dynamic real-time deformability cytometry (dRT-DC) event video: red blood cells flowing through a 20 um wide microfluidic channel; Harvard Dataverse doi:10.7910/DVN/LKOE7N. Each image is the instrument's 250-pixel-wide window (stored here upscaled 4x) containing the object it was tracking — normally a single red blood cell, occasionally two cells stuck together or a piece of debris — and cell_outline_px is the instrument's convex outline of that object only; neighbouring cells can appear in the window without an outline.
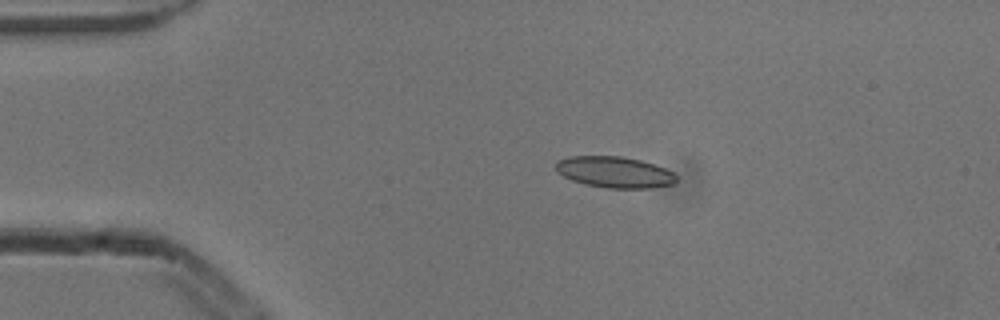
{"species": "common noctule bat (a hibernating species)", "species_latin": "Nyctalus noctula", "temperature_condition": "cold", "stored_images_in_passage": 7, "camera_frame_rate_fps": 3000, "um_per_image_px": 0.085, "animal": {"sex": "male", "body_mass_g": 13.3}, "frame": {"image": 1, "passage_image": 3, "time_ms": 0.667, "image_size_px": [1000, 320], "cell_outline_px": [[676, 184], [652, 188], [604, 188], [584, 184], [572, 180], [556, 172], [556, 160], [568, 156], [620, 156], [640, 160], [664, 168], [672, 172], [676, 176]], "centroid_in_image_um": [52.21, 14.64], "position_along_channel_um": 32.8, "area_um2": 22.02}}
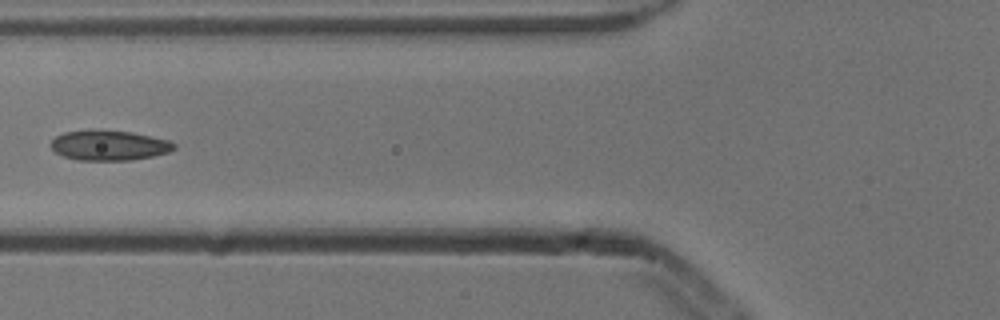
{"frame": {"image": 2, "passage_image": 5, "time_ms": 1.333, "image_size_px": [1000, 320], "cell_outline_px": [[176, 148], [168, 152], [152, 156], [132, 160], [76, 160], [64, 156], [56, 152], [48, 144], [56, 136], [64, 132], [88, 128], [132, 132], [168, 140], [176, 144]], "centroid_in_image_um": [9.23, 12.33], "position_along_channel_um": 116.6, "area_um2": 21.91}}
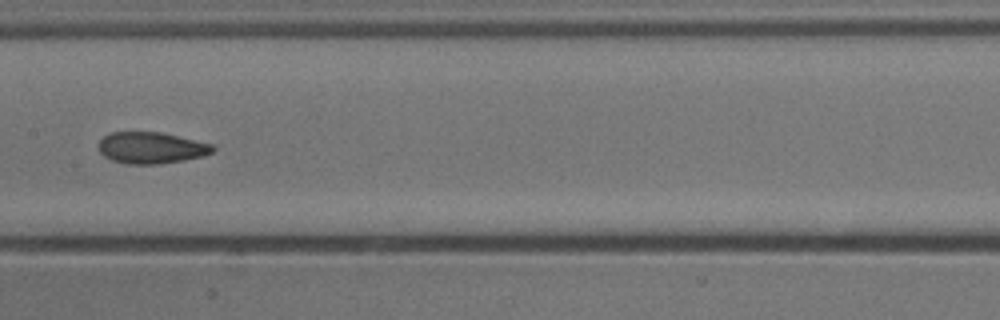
{"frame": {"image": 3, "passage_image": 7, "time_ms": 2.0, "image_size_px": [1000, 320], "cell_outline_px": [[216, 148], [212, 152], [204, 156], [184, 160], [160, 164], [128, 164], [112, 160], [104, 156], [100, 152], [100, 140], [108, 132], [160, 132], [212, 144]], "centroid_in_image_um": [12.86, 12.57], "position_along_channel_um": 194.5, "area_um2": 20.87}}